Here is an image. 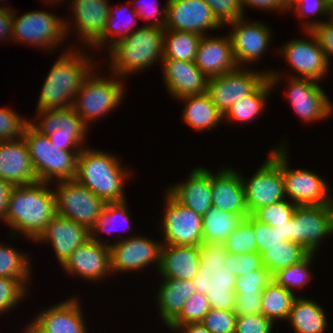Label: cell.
<instances>
[{
  "label": "cell",
  "mask_w": 333,
  "mask_h": 333,
  "mask_svg": "<svg viewBox=\"0 0 333 333\" xmlns=\"http://www.w3.org/2000/svg\"><path fill=\"white\" fill-rule=\"evenodd\" d=\"M48 185L46 182H35L12 186L2 220L12 229L11 237H15L17 231L35 241L46 224L57 215L54 191Z\"/></svg>",
  "instance_id": "cell-1"
},
{
  "label": "cell",
  "mask_w": 333,
  "mask_h": 333,
  "mask_svg": "<svg viewBox=\"0 0 333 333\" xmlns=\"http://www.w3.org/2000/svg\"><path fill=\"white\" fill-rule=\"evenodd\" d=\"M78 51L70 48L53 64L42 85L36 112L65 109L73 105L84 80L94 68L96 69L93 58Z\"/></svg>",
  "instance_id": "cell-2"
},
{
  "label": "cell",
  "mask_w": 333,
  "mask_h": 333,
  "mask_svg": "<svg viewBox=\"0 0 333 333\" xmlns=\"http://www.w3.org/2000/svg\"><path fill=\"white\" fill-rule=\"evenodd\" d=\"M107 153L83 147L77 157L74 180L106 203L125 201L124 182L130 173L116 155Z\"/></svg>",
  "instance_id": "cell-3"
},
{
  "label": "cell",
  "mask_w": 333,
  "mask_h": 333,
  "mask_svg": "<svg viewBox=\"0 0 333 333\" xmlns=\"http://www.w3.org/2000/svg\"><path fill=\"white\" fill-rule=\"evenodd\" d=\"M200 248V269L192 279L195 291L205 294L212 308L234 311L237 277L223 266L229 254L225 243H203Z\"/></svg>",
  "instance_id": "cell-4"
},
{
  "label": "cell",
  "mask_w": 333,
  "mask_h": 333,
  "mask_svg": "<svg viewBox=\"0 0 333 333\" xmlns=\"http://www.w3.org/2000/svg\"><path fill=\"white\" fill-rule=\"evenodd\" d=\"M164 28L144 25L118 41L109 49L112 74L119 77L135 74L162 62L164 50Z\"/></svg>",
  "instance_id": "cell-5"
},
{
  "label": "cell",
  "mask_w": 333,
  "mask_h": 333,
  "mask_svg": "<svg viewBox=\"0 0 333 333\" xmlns=\"http://www.w3.org/2000/svg\"><path fill=\"white\" fill-rule=\"evenodd\" d=\"M31 162L38 182L52 183L73 180L77 174V157L80 151H65L49 140L47 135L41 134L30 123L24 131Z\"/></svg>",
  "instance_id": "cell-6"
},
{
  "label": "cell",
  "mask_w": 333,
  "mask_h": 333,
  "mask_svg": "<svg viewBox=\"0 0 333 333\" xmlns=\"http://www.w3.org/2000/svg\"><path fill=\"white\" fill-rule=\"evenodd\" d=\"M281 146L274 147L269 157L281 168L286 198L297 206L333 205L329 187L318 174L305 169H291L288 151Z\"/></svg>",
  "instance_id": "cell-7"
},
{
  "label": "cell",
  "mask_w": 333,
  "mask_h": 333,
  "mask_svg": "<svg viewBox=\"0 0 333 333\" xmlns=\"http://www.w3.org/2000/svg\"><path fill=\"white\" fill-rule=\"evenodd\" d=\"M94 71L95 69L84 80L72 105L88 127L94 119L116 109L125 94L124 84L119 76L112 74L108 79L98 77Z\"/></svg>",
  "instance_id": "cell-8"
},
{
  "label": "cell",
  "mask_w": 333,
  "mask_h": 333,
  "mask_svg": "<svg viewBox=\"0 0 333 333\" xmlns=\"http://www.w3.org/2000/svg\"><path fill=\"white\" fill-rule=\"evenodd\" d=\"M70 21L56 17L50 12L30 11L22 16L14 12L12 39L38 47L54 49L68 34ZM69 27V28H68ZM65 37V38H64Z\"/></svg>",
  "instance_id": "cell-9"
},
{
  "label": "cell",
  "mask_w": 333,
  "mask_h": 333,
  "mask_svg": "<svg viewBox=\"0 0 333 333\" xmlns=\"http://www.w3.org/2000/svg\"><path fill=\"white\" fill-rule=\"evenodd\" d=\"M54 191L58 215L79 223L89 231L107 204L76 180L58 181Z\"/></svg>",
  "instance_id": "cell-10"
},
{
  "label": "cell",
  "mask_w": 333,
  "mask_h": 333,
  "mask_svg": "<svg viewBox=\"0 0 333 333\" xmlns=\"http://www.w3.org/2000/svg\"><path fill=\"white\" fill-rule=\"evenodd\" d=\"M270 71L237 67L220 76L210 77L206 94L224 115L238 100L252 94L267 78Z\"/></svg>",
  "instance_id": "cell-11"
},
{
  "label": "cell",
  "mask_w": 333,
  "mask_h": 333,
  "mask_svg": "<svg viewBox=\"0 0 333 333\" xmlns=\"http://www.w3.org/2000/svg\"><path fill=\"white\" fill-rule=\"evenodd\" d=\"M164 217L161 224L163 245L201 246L203 244L202 216L165 195Z\"/></svg>",
  "instance_id": "cell-12"
},
{
  "label": "cell",
  "mask_w": 333,
  "mask_h": 333,
  "mask_svg": "<svg viewBox=\"0 0 333 333\" xmlns=\"http://www.w3.org/2000/svg\"><path fill=\"white\" fill-rule=\"evenodd\" d=\"M333 234V205L297 206L290 219V241L316 253L322 240Z\"/></svg>",
  "instance_id": "cell-13"
},
{
  "label": "cell",
  "mask_w": 333,
  "mask_h": 333,
  "mask_svg": "<svg viewBox=\"0 0 333 333\" xmlns=\"http://www.w3.org/2000/svg\"><path fill=\"white\" fill-rule=\"evenodd\" d=\"M241 180L250 215L261 207L286 199L281 168L269 156L249 180L243 176Z\"/></svg>",
  "instance_id": "cell-14"
},
{
  "label": "cell",
  "mask_w": 333,
  "mask_h": 333,
  "mask_svg": "<svg viewBox=\"0 0 333 333\" xmlns=\"http://www.w3.org/2000/svg\"><path fill=\"white\" fill-rule=\"evenodd\" d=\"M162 245V242L135 235L109 243L111 272L139 271L150 264H156L159 269Z\"/></svg>",
  "instance_id": "cell-15"
},
{
  "label": "cell",
  "mask_w": 333,
  "mask_h": 333,
  "mask_svg": "<svg viewBox=\"0 0 333 333\" xmlns=\"http://www.w3.org/2000/svg\"><path fill=\"white\" fill-rule=\"evenodd\" d=\"M165 30L206 35V29L224 27L204 0H167Z\"/></svg>",
  "instance_id": "cell-16"
},
{
  "label": "cell",
  "mask_w": 333,
  "mask_h": 333,
  "mask_svg": "<svg viewBox=\"0 0 333 333\" xmlns=\"http://www.w3.org/2000/svg\"><path fill=\"white\" fill-rule=\"evenodd\" d=\"M304 31L311 41L293 39L282 46L281 53L290 66L299 73L295 74V78L322 81L321 78L326 76L330 66L314 32L311 29Z\"/></svg>",
  "instance_id": "cell-17"
},
{
  "label": "cell",
  "mask_w": 333,
  "mask_h": 333,
  "mask_svg": "<svg viewBox=\"0 0 333 333\" xmlns=\"http://www.w3.org/2000/svg\"><path fill=\"white\" fill-rule=\"evenodd\" d=\"M286 92L289 101L298 116L306 122H315L328 118L333 107L318 81L308 78L288 79Z\"/></svg>",
  "instance_id": "cell-18"
},
{
  "label": "cell",
  "mask_w": 333,
  "mask_h": 333,
  "mask_svg": "<svg viewBox=\"0 0 333 333\" xmlns=\"http://www.w3.org/2000/svg\"><path fill=\"white\" fill-rule=\"evenodd\" d=\"M244 17L228 23L232 27L229 35L232 41L234 59L238 67L256 62L262 58L272 36L271 29L263 22H244ZM244 63V64H243Z\"/></svg>",
  "instance_id": "cell-19"
},
{
  "label": "cell",
  "mask_w": 333,
  "mask_h": 333,
  "mask_svg": "<svg viewBox=\"0 0 333 333\" xmlns=\"http://www.w3.org/2000/svg\"><path fill=\"white\" fill-rule=\"evenodd\" d=\"M62 267L71 275L76 274L85 280L104 279L112 274L108 242H95L90 238L72 252Z\"/></svg>",
  "instance_id": "cell-20"
},
{
  "label": "cell",
  "mask_w": 333,
  "mask_h": 333,
  "mask_svg": "<svg viewBox=\"0 0 333 333\" xmlns=\"http://www.w3.org/2000/svg\"><path fill=\"white\" fill-rule=\"evenodd\" d=\"M165 87L175 99L206 93L209 78L194 61L162 59Z\"/></svg>",
  "instance_id": "cell-21"
},
{
  "label": "cell",
  "mask_w": 333,
  "mask_h": 333,
  "mask_svg": "<svg viewBox=\"0 0 333 333\" xmlns=\"http://www.w3.org/2000/svg\"><path fill=\"white\" fill-rule=\"evenodd\" d=\"M89 239L90 231L86 227L57 214L35 241H49L62 266L72 252Z\"/></svg>",
  "instance_id": "cell-22"
},
{
  "label": "cell",
  "mask_w": 333,
  "mask_h": 333,
  "mask_svg": "<svg viewBox=\"0 0 333 333\" xmlns=\"http://www.w3.org/2000/svg\"><path fill=\"white\" fill-rule=\"evenodd\" d=\"M212 207L228 213L250 216L247 208L241 174L232 168L211 171Z\"/></svg>",
  "instance_id": "cell-23"
},
{
  "label": "cell",
  "mask_w": 333,
  "mask_h": 333,
  "mask_svg": "<svg viewBox=\"0 0 333 333\" xmlns=\"http://www.w3.org/2000/svg\"><path fill=\"white\" fill-rule=\"evenodd\" d=\"M0 178L11 186L38 182L24 138L0 142Z\"/></svg>",
  "instance_id": "cell-24"
},
{
  "label": "cell",
  "mask_w": 333,
  "mask_h": 333,
  "mask_svg": "<svg viewBox=\"0 0 333 333\" xmlns=\"http://www.w3.org/2000/svg\"><path fill=\"white\" fill-rule=\"evenodd\" d=\"M76 298L46 308L31 323L40 333H87L81 305Z\"/></svg>",
  "instance_id": "cell-25"
},
{
  "label": "cell",
  "mask_w": 333,
  "mask_h": 333,
  "mask_svg": "<svg viewBox=\"0 0 333 333\" xmlns=\"http://www.w3.org/2000/svg\"><path fill=\"white\" fill-rule=\"evenodd\" d=\"M194 63L208 78L220 76L237 68L230 35L224 37L203 35Z\"/></svg>",
  "instance_id": "cell-26"
},
{
  "label": "cell",
  "mask_w": 333,
  "mask_h": 333,
  "mask_svg": "<svg viewBox=\"0 0 333 333\" xmlns=\"http://www.w3.org/2000/svg\"><path fill=\"white\" fill-rule=\"evenodd\" d=\"M167 192L182 205L204 216L213 208L211 171L204 167L194 168L186 182L173 185Z\"/></svg>",
  "instance_id": "cell-27"
},
{
  "label": "cell",
  "mask_w": 333,
  "mask_h": 333,
  "mask_svg": "<svg viewBox=\"0 0 333 333\" xmlns=\"http://www.w3.org/2000/svg\"><path fill=\"white\" fill-rule=\"evenodd\" d=\"M74 25L84 44L91 47L104 33L110 5L107 0H71Z\"/></svg>",
  "instance_id": "cell-28"
},
{
  "label": "cell",
  "mask_w": 333,
  "mask_h": 333,
  "mask_svg": "<svg viewBox=\"0 0 333 333\" xmlns=\"http://www.w3.org/2000/svg\"><path fill=\"white\" fill-rule=\"evenodd\" d=\"M200 252V246L162 245L160 277L192 280L200 269Z\"/></svg>",
  "instance_id": "cell-29"
},
{
  "label": "cell",
  "mask_w": 333,
  "mask_h": 333,
  "mask_svg": "<svg viewBox=\"0 0 333 333\" xmlns=\"http://www.w3.org/2000/svg\"><path fill=\"white\" fill-rule=\"evenodd\" d=\"M162 282L158 288L156 303L163 323L168 326L196 291L192 280L162 279Z\"/></svg>",
  "instance_id": "cell-30"
},
{
  "label": "cell",
  "mask_w": 333,
  "mask_h": 333,
  "mask_svg": "<svg viewBox=\"0 0 333 333\" xmlns=\"http://www.w3.org/2000/svg\"><path fill=\"white\" fill-rule=\"evenodd\" d=\"M273 71V72H272ZM268 74V78L249 96L244 97L235 102L229 110L223 115L226 121L232 122H250L260 116L265 107L267 96L275 84L282 80L278 72L272 70Z\"/></svg>",
  "instance_id": "cell-31"
},
{
  "label": "cell",
  "mask_w": 333,
  "mask_h": 333,
  "mask_svg": "<svg viewBox=\"0 0 333 333\" xmlns=\"http://www.w3.org/2000/svg\"><path fill=\"white\" fill-rule=\"evenodd\" d=\"M186 105L183 110V120L196 131L211 130L224 122L223 114L213 105L209 96L202 95L185 96L179 98ZM219 123V124H218Z\"/></svg>",
  "instance_id": "cell-32"
},
{
  "label": "cell",
  "mask_w": 333,
  "mask_h": 333,
  "mask_svg": "<svg viewBox=\"0 0 333 333\" xmlns=\"http://www.w3.org/2000/svg\"><path fill=\"white\" fill-rule=\"evenodd\" d=\"M296 333H324L327 317L320 304L303 297H296L288 317Z\"/></svg>",
  "instance_id": "cell-33"
},
{
  "label": "cell",
  "mask_w": 333,
  "mask_h": 333,
  "mask_svg": "<svg viewBox=\"0 0 333 333\" xmlns=\"http://www.w3.org/2000/svg\"><path fill=\"white\" fill-rule=\"evenodd\" d=\"M36 114L38 115V119L41 118L39 123L29 121L41 134H52L59 129L70 133H87L88 126L79 117L72 106L65 109L37 111Z\"/></svg>",
  "instance_id": "cell-34"
},
{
  "label": "cell",
  "mask_w": 333,
  "mask_h": 333,
  "mask_svg": "<svg viewBox=\"0 0 333 333\" xmlns=\"http://www.w3.org/2000/svg\"><path fill=\"white\" fill-rule=\"evenodd\" d=\"M241 215L212 208L202 216L203 243H225L229 235L243 222Z\"/></svg>",
  "instance_id": "cell-35"
},
{
  "label": "cell",
  "mask_w": 333,
  "mask_h": 333,
  "mask_svg": "<svg viewBox=\"0 0 333 333\" xmlns=\"http://www.w3.org/2000/svg\"><path fill=\"white\" fill-rule=\"evenodd\" d=\"M201 38L192 32L165 30L163 59L194 61Z\"/></svg>",
  "instance_id": "cell-36"
},
{
  "label": "cell",
  "mask_w": 333,
  "mask_h": 333,
  "mask_svg": "<svg viewBox=\"0 0 333 333\" xmlns=\"http://www.w3.org/2000/svg\"><path fill=\"white\" fill-rule=\"evenodd\" d=\"M294 294L273 280L262 292V314L274 324L277 320L287 321L296 298Z\"/></svg>",
  "instance_id": "cell-37"
},
{
  "label": "cell",
  "mask_w": 333,
  "mask_h": 333,
  "mask_svg": "<svg viewBox=\"0 0 333 333\" xmlns=\"http://www.w3.org/2000/svg\"><path fill=\"white\" fill-rule=\"evenodd\" d=\"M309 252L299 243L282 241L281 244L268 247L262 256L263 266L272 274L303 260Z\"/></svg>",
  "instance_id": "cell-38"
},
{
  "label": "cell",
  "mask_w": 333,
  "mask_h": 333,
  "mask_svg": "<svg viewBox=\"0 0 333 333\" xmlns=\"http://www.w3.org/2000/svg\"><path fill=\"white\" fill-rule=\"evenodd\" d=\"M118 11H120V13H118ZM132 11H133L132 12L133 14L132 13L129 14V15H131L130 18L129 19L125 18L127 20H125V19L123 20L124 17L121 16V12L123 13L122 7H119V5H117L116 9L109 7V15L107 17L104 33L92 45L93 46L92 48L93 49L95 48L96 50L97 49L101 50L104 45H108L107 48L110 49L118 41H121L124 37H126L127 35H130L133 31H135L134 25H136V21L138 19V14L136 13L135 10H132ZM119 20H121V21H119ZM108 38H110V39H108ZM107 42H108V44H106Z\"/></svg>",
  "instance_id": "cell-39"
},
{
  "label": "cell",
  "mask_w": 333,
  "mask_h": 333,
  "mask_svg": "<svg viewBox=\"0 0 333 333\" xmlns=\"http://www.w3.org/2000/svg\"><path fill=\"white\" fill-rule=\"evenodd\" d=\"M126 202L127 201L125 200V201H121V202L107 203L105 205V207L103 208V212L97 218V222L95 223L94 227L90 230V238L92 240H94L95 242H101L102 238H99L98 235H96V233L99 231L101 232V234H103L104 232H107L108 234L113 233L112 232L113 230H117L116 225H114L117 222L119 224H123V225L125 224L124 226H127L126 228L128 229V231L131 230V228H130L131 222H129L130 214H128L129 208L127 207ZM118 226H120V225H118ZM122 230H121V232H122Z\"/></svg>",
  "instance_id": "cell-40"
},
{
  "label": "cell",
  "mask_w": 333,
  "mask_h": 333,
  "mask_svg": "<svg viewBox=\"0 0 333 333\" xmlns=\"http://www.w3.org/2000/svg\"><path fill=\"white\" fill-rule=\"evenodd\" d=\"M28 255L0 244V276L19 279L26 287L31 270Z\"/></svg>",
  "instance_id": "cell-41"
},
{
  "label": "cell",
  "mask_w": 333,
  "mask_h": 333,
  "mask_svg": "<svg viewBox=\"0 0 333 333\" xmlns=\"http://www.w3.org/2000/svg\"><path fill=\"white\" fill-rule=\"evenodd\" d=\"M315 253H309L303 260L273 274V280L283 288L291 291L303 288L311 280L310 265L313 264Z\"/></svg>",
  "instance_id": "cell-42"
},
{
  "label": "cell",
  "mask_w": 333,
  "mask_h": 333,
  "mask_svg": "<svg viewBox=\"0 0 333 333\" xmlns=\"http://www.w3.org/2000/svg\"><path fill=\"white\" fill-rule=\"evenodd\" d=\"M211 308L208 297L195 292L184 304L180 314L168 325V328L175 331L183 324L201 323Z\"/></svg>",
  "instance_id": "cell-43"
},
{
  "label": "cell",
  "mask_w": 333,
  "mask_h": 333,
  "mask_svg": "<svg viewBox=\"0 0 333 333\" xmlns=\"http://www.w3.org/2000/svg\"><path fill=\"white\" fill-rule=\"evenodd\" d=\"M228 253L241 255L257 252V240L253 226L244 219L225 242Z\"/></svg>",
  "instance_id": "cell-44"
},
{
  "label": "cell",
  "mask_w": 333,
  "mask_h": 333,
  "mask_svg": "<svg viewBox=\"0 0 333 333\" xmlns=\"http://www.w3.org/2000/svg\"><path fill=\"white\" fill-rule=\"evenodd\" d=\"M297 205L288 199L257 209L252 216L271 227L287 223L293 216Z\"/></svg>",
  "instance_id": "cell-45"
},
{
  "label": "cell",
  "mask_w": 333,
  "mask_h": 333,
  "mask_svg": "<svg viewBox=\"0 0 333 333\" xmlns=\"http://www.w3.org/2000/svg\"><path fill=\"white\" fill-rule=\"evenodd\" d=\"M273 281V274L265 267L237 276L236 294H262L263 290Z\"/></svg>",
  "instance_id": "cell-46"
},
{
  "label": "cell",
  "mask_w": 333,
  "mask_h": 333,
  "mask_svg": "<svg viewBox=\"0 0 333 333\" xmlns=\"http://www.w3.org/2000/svg\"><path fill=\"white\" fill-rule=\"evenodd\" d=\"M30 123L9 108H0V142L22 139L27 125Z\"/></svg>",
  "instance_id": "cell-47"
},
{
  "label": "cell",
  "mask_w": 333,
  "mask_h": 333,
  "mask_svg": "<svg viewBox=\"0 0 333 333\" xmlns=\"http://www.w3.org/2000/svg\"><path fill=\"white\" fill-rule=\"evenodd\" d=\"M27 287L19 279L0 276V314L6 313L23 300Z\"/></svg>",
  "instance_id": "cell-48"
},
{
  "label": "cell",
  "mask_w": 333,
  "mask_h": 333,
  "mask_svg": "<svg viewBox=\"0 0 333 333\" xmlns=\"http://www.w3.org/2000/svg\"><path fill=\"white\" fill-rule=\"evenodd\" d=\"M236 319L234 311L211 308L201 323L211 333H235Z\"/></svg>",
  "instance_id": "cell-49"
},
{
  "label": "cell",
  "mask_w": 333,
  "mask_h": 333,
  "mask_svg": "<svg viewBox=\"0 0 333 333\" xmlns=\"http://www.w3.org/2000/svg\"><path fill=\"white\" fill-rule=\"evenodd\" d=\"M223 266L236 277L245 275L263 267L262 256L257 252L241 255L229 253Z\"/></svg>",
  "instance_id": "cell-50"
},
{
  "label": "cell",
  "mask_w": 333,
  "mask_h": 333,
  "mask_svg": "<svg viewBox=\"0 0 333 333\" xmlns=\"http://www.w3.org/2000/svg\"><path fill=\"white\" fill-rule=\"evenodd\" d=\"M204 2L223 26L244 17L240 0H204Z\"/></svg>",
  "instance_id": "cell-51"
},
{
  "label": "cell",
  "mask_w": 333,
  "mask_h": 333,
  "mask_svg": "<svg viewBox=\"0 0 333 333\" xmlns=\"http://www.w3.org/2000/svg\"><path fill=\"white\" fill-rule=\"evenodd\" d=\"M246 220L253 226L258 254L262 255L268 250V247L281 244L282 237L277 229L256 220L252 215L248 216Z\"/></svg>",
  "instance_id": "cell-52"
},
{
  "label": "cell",
  "mask_w": 333,
  "mask_h": 333,
  "mask_svg": "<svg viewBox=\"0 0 333 333\" xmlns=\"http://www.w3.org/2000/svg\"><path fill=\"white\" fill-rule=\"evenodd\" d=\"M311 22V23H310ZM311 29L317 40L324 51L326 60L330 66V56H333V19L330 17V20L326 21H310L305 24L303 30Z\"/></svg>",
  "instance_id": "cell-53"
},
{
  "label": "cell",
  "mask_w": 333,
  "mask_h": 333,
  "mask_svg": "<svg viewBox=\"0 0 333 333\" xmlns=\"http://www.w3.org/2000/svg\"><path fill=\"white\" fill-rule=\"evenodd\" d=\"M274 325L262 313L239 315L236 319L235 333H272Z\"/></svg>",
  "instance_id": "cell-54"
},
{
  "label": "cell",
  "mask_w": 333,
  "mask_h": 333,
  "mask_svg": "<svg viewBox=\"0 0 333 333\" xmlns=\"http://www.w3.org/2000/svg\"><path fill=\"white\" fill-rule=\"evenodd\" d=\"M332 3L333 0H291L289 12L294 9L293 12L304 18L313 14L332 17Z\"/></svg>",
  "instance_id": "cell-55"
},
{
  "label": "cell",
  "mask_w": 333,
  "mask_h": 333,
  "mask_svg": "<svg viewBox=\"0 0 333 333\" xmlns=\"http://www.w3.org/2000/svg\"><path fill=\"white\" fill-rule=\"evenodd\" d=\"M87 133H70L59 129L55 133L48 134L49 140L57 147V149L65 151H81L84 147Z\"/></svg>",
  "instance_id": "cell-56"
},
{
  "label": "cell",
  "mask_w": 333,
  "mask_h": 333,
  "mask_svg": "<svg viewBox=\"0 0 333 333\" xmlns=\"http://www.w3.org/2000/svg\"><path fill=\"white\" fill-rule=\"evenodd\" d=\"M139 2V1H138ZM154 2V1H153ZM141 3L139 6H134V10L138 14L139 19L142 18L143 20H152L151 23L147 24V26L159 27L165 29L166 24V7L159 9L157 2L155 3ZM148 4V5H147ZM165 15H162L161 13Z\"/></svg>",
  "instance_id": "cell-57"
},
{
  "label": "cell",
  "mask_w": 333,
  "mask_h": 333,
  "mask_svg": "<svg viewBox=\"0 0 333 333\" xmlns=\"http://www.w3.org/2000/svg\"><path fill=\"white\" fill-rule=\"evenodd\" d=\"M262 294H236L234 312L239 315L262 313Z\"/></svg>",
  "instance_id": "cell-58"
},
{
  "label": "cell",
  "mask_w": 333,
  "mask_h": 333,
  "mask_svg": "<svg viewBox=\"0 0 333 333\" xmlns=\"http://www.w3.org/2000/svg\"><path fill=\"white\" fill-rule=\"evenodd\" d=\"M242 10L245 6L267 9L272 11H289V2L287 0H240Z\"/></svg>",
  "instance_id": "cell-59"
},
{
  "label": "cell",
  "mask_w": 333,
  "mask_h": 333,
  "mask_svg": "<svg viewBox=\"0 0 333 333\" xmlns=\"http://www.w3.org/2000/svg\"><path fill=\"white\" fill-rule=\"evenodd\" d=\"M14 12L10 7H0V39L12 40Z\"/></svg>",
  "instance_id": "cell-60"
},
{
  "label": "cell",
  "mask_w": 333,
  "mask_h": 333,
  "mask_svg": "<svg viewBox=\"0 0 333 333\" xmlns=\"http://www.w3.org/2000/svg\"><path fill=\"white\" fill-rule=\"evenodd\" d=\"M12 186L0 178V219L4 220L7 209L8 197Z\"/></svg>",
  "instance_id": "cell-61"
},
{
  "label": "cell",
  "mask_w": 333,
  "mask_h": 333,
  "mask_svg": "<svg viewBox=\"0 0 333 333\" xmlns=\"http://www.w3.org/2000/svg\"><path fill=\"white\" fill-rule=\"evenodd\" d=\"M175 331L180 333H211L202 323L183 324Z\"/></svg>",
  "instance_id": "cell-62"
},
{
  "label": "cell",
  "mask_w": 333,
  "mask_h": 333,
  "mask_svg": "<svg viewBox=\"0 0 333 333\" xmlns=\"http://www.w3.org/2000/svg\"><path fill=\"white\" fill-rule=\"evenodd\" d=\"M282 237V241H290V220L287 223L274 227Z\"/></svg>",
  "instance_id": "cell-63"
},
{
  "label": "cell",
  "mask_w": 333,
  "mask_h": 333,
  "mask_svg": "<svg viewBox=\"0 0 333 333\" xmlns=\"http://www.w3.org/2000/svg\"><path fill=\"white\" fill-rule=\"evenodd\" d=\"M24 333H40V332L32 323H29V326L25 329Z\"/></svg>",
  "instance_id": "cell-64"
},
{
  "label": "cell",
  "mask_w": 333,
  "mask_h": 333,
  "mask_svg": "<svg viewBox=\"0 0 333 333\" xmlns=\"http://www.w3.org/2000/svg\"><path fill=\"white\" fill-rule=\"evenodd\" d=\"M42 1H46V2H52L53 3V1H55L54 3H56L57 4V2H62V1H64V0H42Z\"/></svg>",
  "instance_id": "cell-65"
},
{
  "label": "cell",
  "mask_w": 333,
  "mask_h": 333,
  "mask_svg": "<svg viewBox=\"0 0 333 333\" xmlns=\"http://www.w3.org/2000/svg\"><path fill=\"white\" fill-rule=\"evenodd\" d=\"M332 19H333V3H332Z\"/></svg>",
  "instance_id": "cell-66"
}]
</instances>
